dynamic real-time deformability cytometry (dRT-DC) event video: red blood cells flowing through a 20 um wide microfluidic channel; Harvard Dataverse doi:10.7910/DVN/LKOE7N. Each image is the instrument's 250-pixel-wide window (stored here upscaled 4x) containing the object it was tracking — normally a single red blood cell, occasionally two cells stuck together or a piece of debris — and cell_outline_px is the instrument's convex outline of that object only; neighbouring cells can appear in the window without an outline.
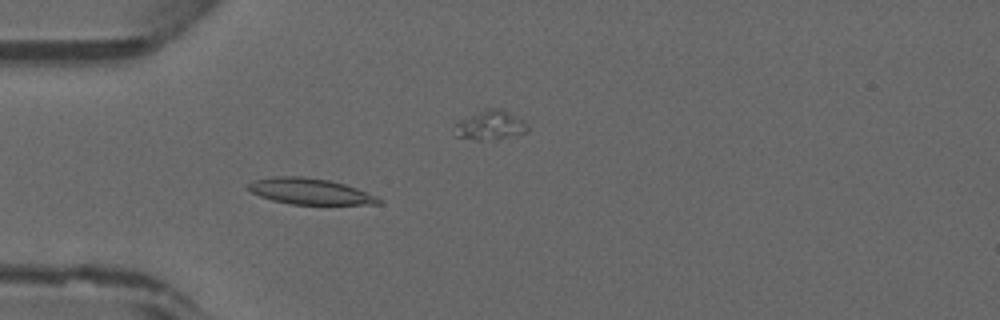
{"species": "common noctule bat (a hibernating species)", "species_latin": "Nyctalus noctula", "temperature_condition": "warm", "stored_images_in_passage": 47, "camera_frame_rate_fps": 3000, "um_per_image_px": 0.085, "animal": {"sex": "male", "forearm_length_mm": 52.5}, "frame": {"image": 1, "passage_image": 14, "time_ms": 4.333, "image_size_px": [1000, 320], "cell_outline_px": [[384, 204], [292, 204], [272, 200], [260, 196], [244, 188], [248, 184], [256, 180], [276, 176], [300, 176], [328, 180], [344, 184], [356, 188], [376, 196], [384, 200]], "centroid_in_image_um": [26.36, 16.27], "position_along_channel_um": 58.6, "area_um2": 19.65}}
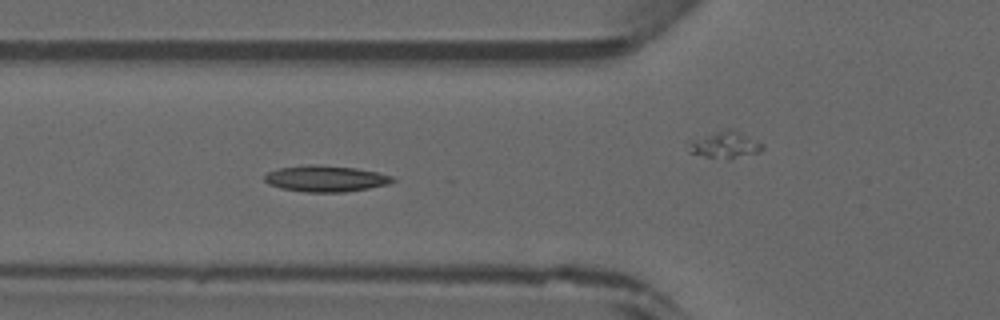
{"frame": {"image": 2, "passage_image": 17, "time_ms": 5.333, "image_size_px": [1000, 320], "cell_outline_px": [[396, 180], [388, 184], [368, 188], [344, 192], [308, 192], [280, 188], [268, 184], [264, 180], [264, 176], [268, 172], [276, 168], [312, 164], [320, 164], [356, 168], [376, 172], [392, 176]], "centroid_in_image_um": [27.65, 15.17], "position_along_channel_um": 98.2, "area_um2": 19.59}}
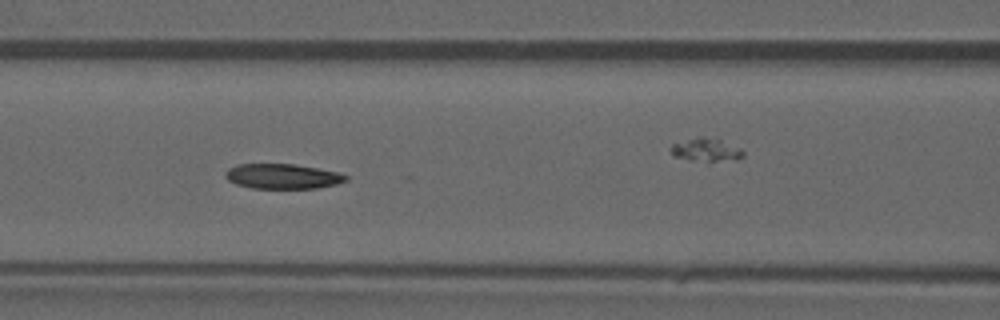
{"frame": {"image": 3, "passage_image": 20, "time_ms": 6.333, "image_size_px": [1000, 320], "cell_outline_px": [[348, 180], [336, 184], [316, 188], [252, 188], [236, 184], [228, 180], [224, 176], [224, 172], [228, 168], [236, 164], [296, 164], [340, 172], [348, 176]], "centroid_in_image_um": [24.01, 14.98], "position_along_channel_um": 142.6, "area_um2": 17.69}}